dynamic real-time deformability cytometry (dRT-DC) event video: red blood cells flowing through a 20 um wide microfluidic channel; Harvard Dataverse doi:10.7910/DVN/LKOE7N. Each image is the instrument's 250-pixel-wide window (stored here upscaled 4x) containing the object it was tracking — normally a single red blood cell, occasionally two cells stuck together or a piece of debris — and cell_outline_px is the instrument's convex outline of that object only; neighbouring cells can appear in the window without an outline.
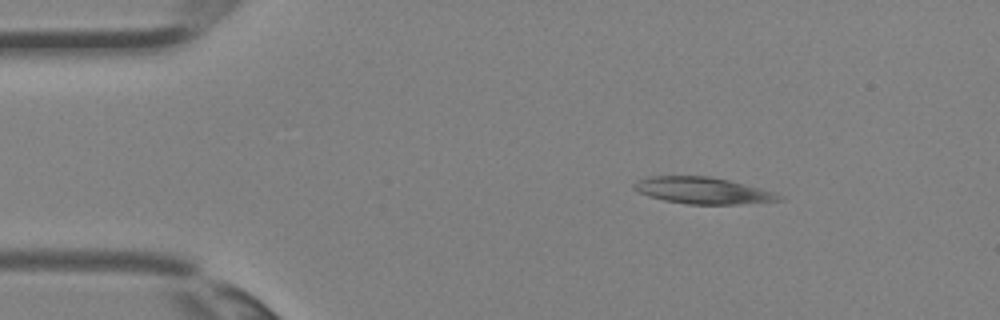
{"species": "Egyptian fruit bat (a non-hibernating species)", "species_latin": "Rousettus aegyptiacus", "temperature_condition": "room temperature", "stored_images_in_passage": 33, "camera_frame_rate_fps": 3000, "um_per_image_px": 0.085, "animal": {"sex": "female"}, "frame": {"image": 1, "passage_image": 3, "time_ms": 0.667, "image_size_px": [1000, 320], "cell_outline_px": [[784, 200], [740, 204], [688, 204], [664, 200], [648, 196], [632, 188], [632, 184], [640, 180], [652, 176], [712, 176], [744, 184], [772, 192], [784, 196]], "centroid_in_image_um": [59.74, 16.2], "position_along_channel_um": 25.3, "area_um2": 22.25}}
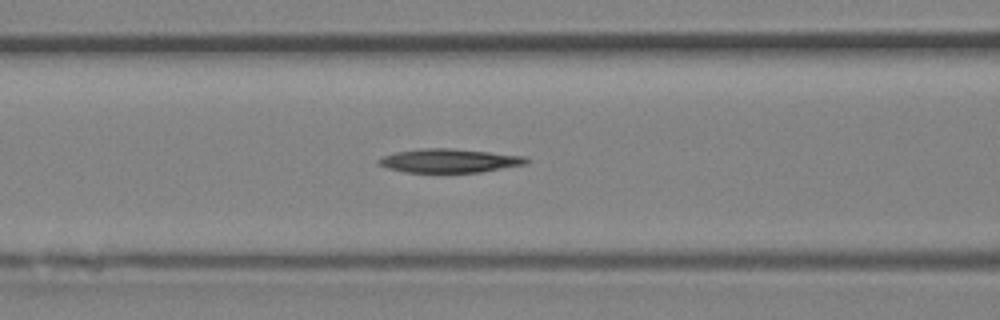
{"frame": {"image": 2, "passage_image": 12, "time_ms": 3.667, "image_size_px": [1000, 320], "cell_outline_px": [[532, 160], [528, 164], [480, 172], [404, 172], [388, 168], [380, 164], [376, 160], [384, 156], [396, 152], [424, 148], [452, 148], [528, 156]], "centroid_in_image_um": [38.28, 13.65], "position_along_channel_um": 128.3, "area_um2": 20.52}}
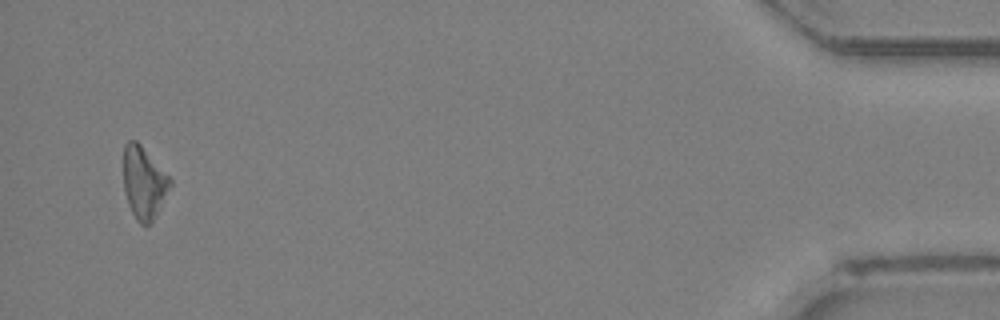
{"frame": {"image": 3, "passage_image": 32, "time_ms": 10.333, "image_size_px": [1000, 320], "cell_outline_px": [[172, 184], [152, 220], [144, 228], [136, 220], [128, 204], [124, 192], [124, 144], [128, 140], [136, 140], [140, 144], [172, 180]], "centroid_in_image_um": [12.2, 15.53], "position_along_channel_um": 423.0, "area_um2": 19.31}}